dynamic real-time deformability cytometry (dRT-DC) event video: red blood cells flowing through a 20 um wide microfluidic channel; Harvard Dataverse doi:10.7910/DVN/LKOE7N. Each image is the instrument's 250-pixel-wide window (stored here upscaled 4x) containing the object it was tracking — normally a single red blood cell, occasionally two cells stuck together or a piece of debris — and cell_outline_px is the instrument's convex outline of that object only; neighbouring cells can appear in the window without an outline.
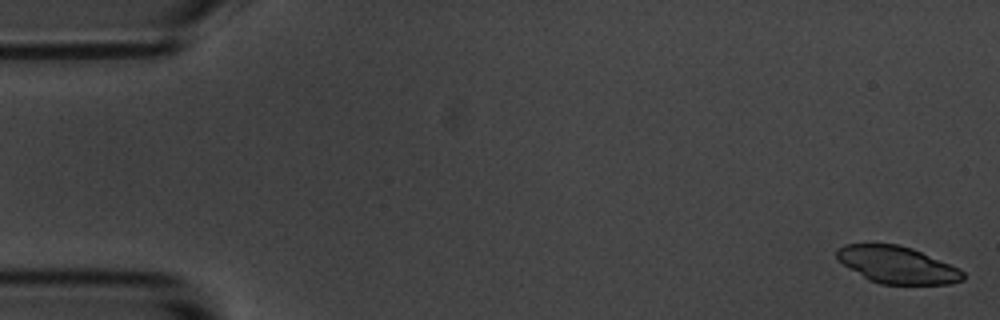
{"species": "common noctule bat (a hibernating species)", "species_latin": "Nyctalus noctula", "temperature_condition": "room temperature", "stored_images_in_passage": 4, "camera_frame_rate_fps": 3000, "um_per_image_px": 0.085, "animal": {"sex": "male", "body_mass_g": 20.1, "forearm_length_mm": 53.5}, "frame": {"image": 1, "passage_image": 1, "time_ms": 0.0, "image_size_px": [1000, 320], "cell_outline_px": [[964, 280], [948, 284], [880, 284], [868, 280], [836, 260], [836, 252], [844, 244], [896, 244], [912, 248], [960, 268], [964, 272]], "centroid_in_image_um": [76.26, 22.52], "position_along_channel_um": 8.7, "area_um2": 27.28}}